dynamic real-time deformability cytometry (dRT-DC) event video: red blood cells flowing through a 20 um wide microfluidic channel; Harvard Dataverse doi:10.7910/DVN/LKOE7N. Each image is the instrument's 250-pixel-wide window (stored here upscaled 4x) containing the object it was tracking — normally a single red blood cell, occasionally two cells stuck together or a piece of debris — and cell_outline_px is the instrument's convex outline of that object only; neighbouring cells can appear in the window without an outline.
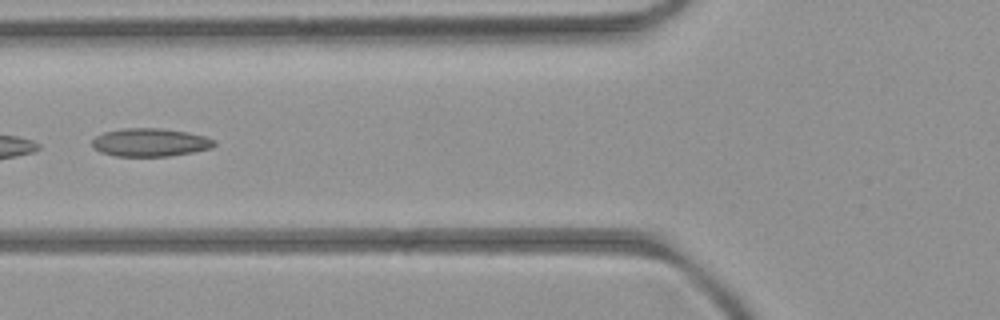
{"species": "common noctule bat (a hibernating species)", "species_latin": "Nyctalus noctula", "temperature_condition": "room temperature", "stored_images_in_passage": 5, "camera_frame_rate_fps": 3000, "um_per_image_px": 0.085, "animal": {"sex": "female", "body_mass_g": 21.9}, "frame": {"image": 1, "passage_image": 4, "time_ms": 3.667, "image_size_px": [1000, 320], "cell_outline_px": [[216, 144], [212, 148], [192, 152], [168, 156], [116, 156], [100, 152], [92, 148], [92, 140], [96, 136], [104, 132], [124, 128], [160, 128], [188, 132], [204, 136], [216, 140]], "centroid_in_image_um": [12.76, 12.1], "position_along_channel_um": 113.0, "area_um2": 20.11}}
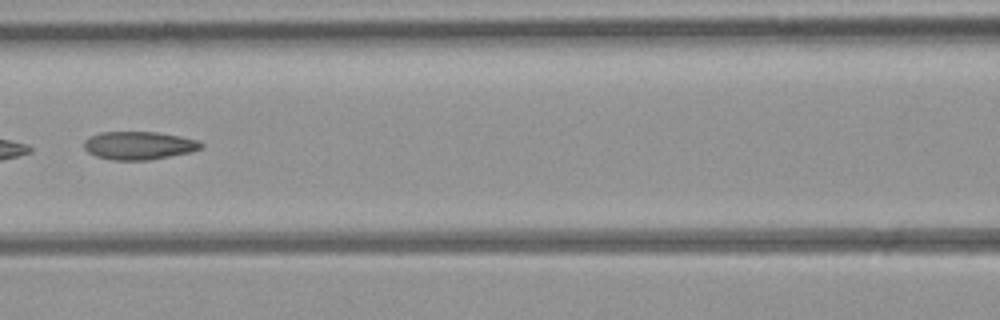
{"frame": {"image": 2, "passage_image": 5, "time_ms": 4.667, "image_size_px": [1000, 320], "cell_outline_px": [[204, 148], [188, 152], [148, 160], [112, 160], [96, 156], [88, 152], [84, 148], [84, 140], [100, 132], [156, 132], [180, 136], [196, 140], [204, 144]], "centroid_in_image_um": [11.8, 12.36], "position_along_channel_um": 154.8, "area_um2": 19.02}}